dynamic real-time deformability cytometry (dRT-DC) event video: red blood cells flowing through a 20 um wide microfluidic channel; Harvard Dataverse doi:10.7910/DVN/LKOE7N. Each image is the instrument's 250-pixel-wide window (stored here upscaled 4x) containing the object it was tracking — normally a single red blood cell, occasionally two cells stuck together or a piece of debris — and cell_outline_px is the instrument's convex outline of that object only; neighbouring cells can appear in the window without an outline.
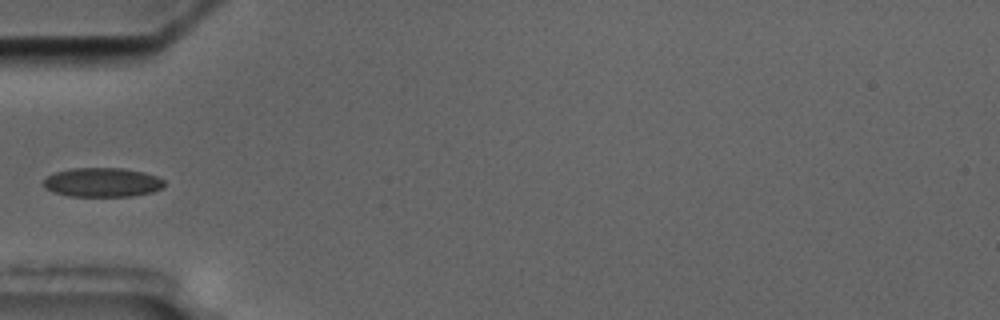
{"species": "common noctule bat (a hibernating species)", "species_latin": "Nyctalus noctula", "temperature_condition": "cold", "stored_images_in_passage": 9, "camera_frame_rate_fps": 3000, "um_per_image_px": 0.085, "animal": {"sex": "male", "body_mass_g": 17.5, "forearm_length_mm": 52.3}, "frame": {"image": 1, "passage_image": 6, "time_ms": 5.667, "image_size_px": [1000, 320], "cell_outline_px": [[164, 184], [160, 188], [152, 192], [132, 196], [68, 196], [52, 192], [44, 188], [44, 180], [48, 176], [56, 172], [72, 168], [124, 168], [144, 172], [156, 176], [164, 180]], "centroid_in_image_um": [8.68, 15.5], "position_along_channel_um": 76.3, "area_um2": 20.52}}
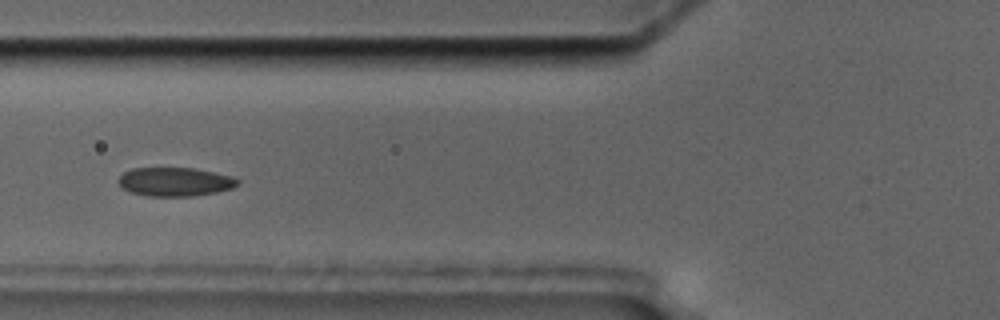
{"frame": {"image": 2, "passage_image": 7, "time_ms": 6.667, "image_size_px": [1000, 320], "cell_outline_px": [[240, 184], [232, 188], [216, 192], [196, 196], [148, 196], [132, 192], [120, 188], [116, 180], [124, 172], [132, 168], [196, 168], [232, 176], [240, 180]], "centroid_in_image_um": [14.87, 15.45], "position_along_channel_um": 110.9, "area_um2": 20.23}}
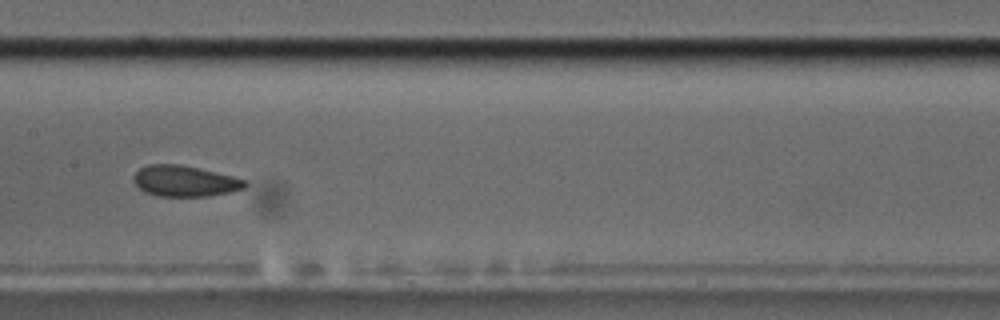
{"frame": {"image": 3, "passage_image": 9, "time_ms": 9.0, "image_size_px": [1000, 320], "cell_outline_px": [[248, 184], [244, 188], [228, 192], [208, 196], [156, 196], [144, 192], [132, 180], [132, 176], [140, 168], [148, 164], [180, 164], [200, 168], [248, 180]], "centroid_in_image_um": [15.69, 15.38], "position_along_channel_um": 191.7, "area_um2": 20.17}}